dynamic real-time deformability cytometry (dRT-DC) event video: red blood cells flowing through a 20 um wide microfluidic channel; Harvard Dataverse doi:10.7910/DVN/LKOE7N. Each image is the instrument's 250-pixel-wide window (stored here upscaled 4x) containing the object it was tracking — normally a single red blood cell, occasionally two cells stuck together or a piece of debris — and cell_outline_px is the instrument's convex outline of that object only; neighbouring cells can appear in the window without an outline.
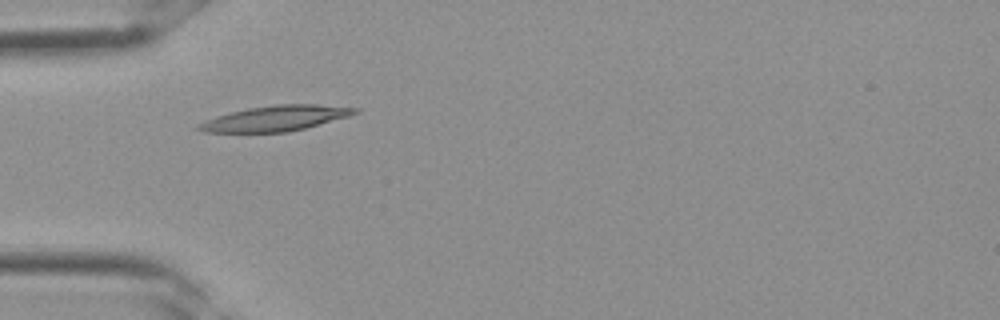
{"species": "Egyptian fruit bat (a non-hibernating species)", "species_latin": "Rousettus aegyptiacus", "temperature_condition": "room temperature", "stored_images_in_passage": 4, "camera_frame_rate_fps": 3000, "um_per_image_px": 0.085, "frame": {"image": 1, "passage_image": 3, "time_ms": 0.667, "image_size_px": [1000, 320], "cell_outline_px": [[360, 112], [348, 116], [304, 128], [288, 132], [204, 132], [196, 128], [196, 124], [216, 116], [248, 108], [276, 104], [316, 104], [360, 108]], "centroid_in_image_um": [23.42, 10.05], "position_along_channel_um": 61.6, "area_um2": 22.89}}
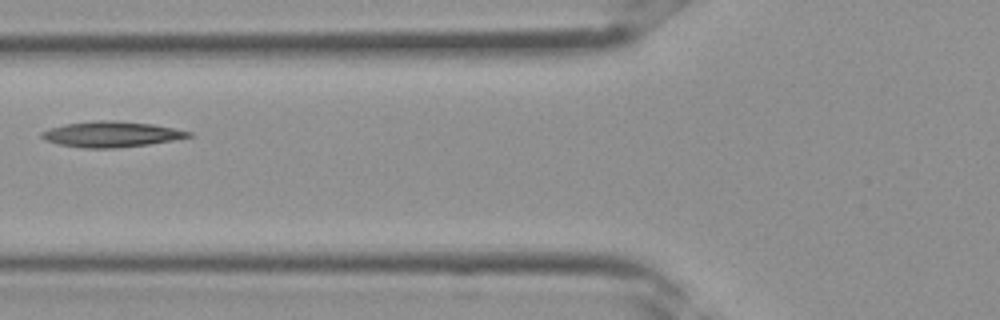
{"frame": {"image": 2, "passage_image": 4, "time_ms": 1.0, "image_size_px": [1000, 320], "cell_outline_px": [[196, 136], [148, 144], [116, 148], [84, 148], [56, 144], [44, 140], [40, 136], [40, 132], [64, 124], [96, 120], [108, 120], [152, 124], [192, 132]], "centroid_in_image_um": [9.44, 11.41], "position_along_channel_um": 116.4, "area_um2": 21.91}}